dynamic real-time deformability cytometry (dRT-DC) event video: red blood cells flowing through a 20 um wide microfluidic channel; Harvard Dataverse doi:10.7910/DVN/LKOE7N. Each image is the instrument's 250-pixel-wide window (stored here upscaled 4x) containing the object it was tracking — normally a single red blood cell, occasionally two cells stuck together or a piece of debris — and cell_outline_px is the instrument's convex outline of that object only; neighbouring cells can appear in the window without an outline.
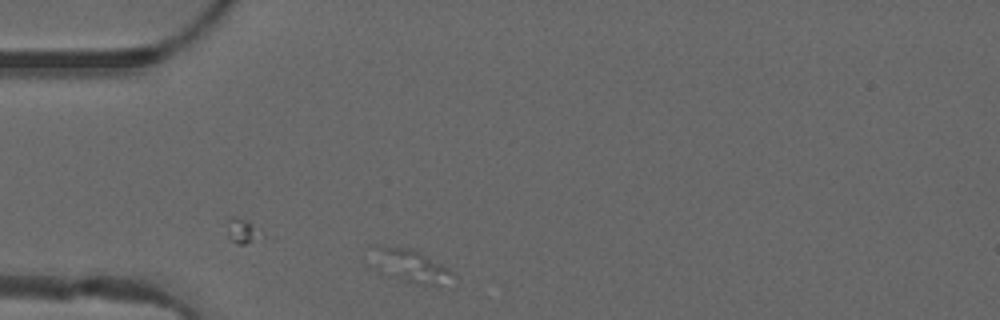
{"species": "common noctule bat (a hibernating species)", "species_latin": "Nyctalus noctula", "temperature_condition": "warm", "stored_images_in_passage": 10, "camera_frame_rate_fps": 3000, "um_per_image_px": 0.085, "animal": {"sex": "male", "forearm_length_mm": 52.5}, "frame": {"image": 1, "passage_image": 1, "time_ms": 0.0, "image_size_px": [1000, 320], "cell_outline_px": [[456, 276], [416, 280], [404, 280], [388, 276], [380, 272], [364, 260], [368, 244], [376, 244], [412, 248], [420, 252], [448, 268]], "centroid_in_image_um": [34.39, 22.37], "position_along_channel_um": 50.6, "area_um2": 15.2}}